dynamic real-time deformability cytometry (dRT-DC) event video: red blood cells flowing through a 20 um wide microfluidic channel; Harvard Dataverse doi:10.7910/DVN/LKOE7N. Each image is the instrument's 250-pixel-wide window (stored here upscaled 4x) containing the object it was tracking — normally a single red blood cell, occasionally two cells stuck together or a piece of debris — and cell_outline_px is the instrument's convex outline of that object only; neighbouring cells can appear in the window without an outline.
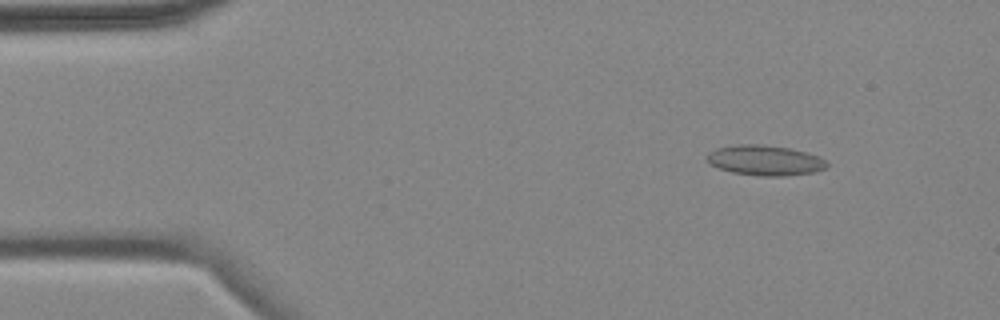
{"species": "common noctule bat (a hibernating species)", "species_latin": "Nyctalus noctula", "temperature_condition": "cold", "stored_images_in_passage": 4, "camera_frame_rate_fps": 3000, "um_per_image_px": 0.085, "animal": {"sex": "female", "body_mass_g": 18.4}, "frame": {"image": 1, "passage_image": 2, "time_ms": 1.333, "image_size_px": [1000, 320], "cell_outline_px": [[828, 164], [824, 168], [812, 172], [784, 176], [760, 176], [732, 172], [708, 164], [708, 152], [716, 148], [740, 144], [760, 144], [788, 148], [808, 152], [824, 160]], "centroid_in_image_um": [64.99, 13.62], "position_along_channel_um": 20.0, "area_um2": 20.87}}